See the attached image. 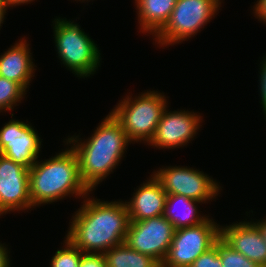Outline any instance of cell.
I'll return each instance as SVG.
<instances>
[{"mask_svg": "<svg viewBox=\"0 0 266 267\" xmlns=\"http://www.w3.org/2000/svg\"><path fill=\"white\" fill-rule=\"evenodd\" d=\"M92 193L72 215L65 237L83 253L104 254L125 242L129 215L122 199L100 200Z\"/></svg>", "mask_w": 266, "mask_h": 267, "instance_id": "obj_1", "label": "cell"}, {"mask_svg": "<svg viewBox=\"0 0 266 267\" xmlns=\"http://www.w3.org/2000/svg\"><path fill=\"white\" fill-rule=\"evenodd\" d=\"M95 128L86 139L76 134L64 139L76 153L81 179L91 192L114 172L131 144L111 111Z\"/></svg>", "mask_w": 266, "mask_h": 267, "instance_id": "obj_2", "label": "cell"}, {"mask_svg": "<svg viewBox=\"0 0 266 267\" xmlns=\"http://www.w3.org/2000/svg\"><path fill=\"white\" fill-rule=\"evenodd\" d=\"M63 142L64 151L44 161L38 159L29 169L30 199L35 209L67 197L84 199L91 193L81 179L76 153Z\"/></svg>", "mask_w": 266, "mask_h": 267, "instance_id": "obj_3", "label": "cell"}, {"mask_svg": "<svg viewBox=\"0 0 266 267\" xmlns=\"http://www.w3.org/2000/svg\"><path fill=\"white\" fill-rule=\"evenodd\" d=\"M56 54L61 65L80 78L93 76L101 66V51L95 41L74 20L57 17L52 21Z\"/></svg>", "mask_w": 266, "mask_h": 267, "instance_id": "obj_4", "label": "cell"}, {"mask_svg": "<svg viewBox=\"0 0 266 267\" xmlns=\"http://www.w3.org/2000/svg\"><path fill=\"white\" fill-rule=\"evenodd\" d=\"M140 93L134 96L130 92L128 95L125 94L126 96L114 105L111 112L121 122L132 144L139 142L148 145L164 109L169 104L167 101L169 97L153 89Z\"/></svg>", "mask_w": 266, "mask_h": 267, "instance_id": "obj_5", "label": "cell"}, {"mask_svg": "<svg viewBox=\"0 0 266 267\" xmlns=\"http://www.w3.org/2000/svg\"><path fill=\"white\" fill-rule=\"evenodd\" d=\"M224 0H177L170 19L153 37L156 46L168 48L188 41L219 13ZM218 12V13H217ZM216 14V15H215Z\"/></svg>", "mask_w": 266, "mask_h": 267, "instance_id": "obj_6", "label": "cell"}, {"mask_svg": "<svg viewBox=\"0 0 266 267\" xmlns=\"http://www.w3.org/2000/svg\"><path fill=\"white\" fill-rule=\"evenodd\" d=\"M152 174L167 195H182L204 204L215 201L223 188L203 170L188 166H162Z\"/></svg>", "mask_w": 266, "mask_h": 267, "instance_id": "obj_7", "label": "cell"}, {"mask_svg": "<svg viewBox=\"0 0 266 267\" xmlns=\"http://www.w3.org/2000/svg\"><path fill=\"white\" fill-rule=\"evenodd\" d=\"M211 218V219H210ZM212 217L204 222L174 231L171 246L161 267H189L220 238V226Z\"/></svg>", "mask_w": 266, "mask_h": 267, "instance_id": "obj_8", "label": "cell"}, {"mask_svg": "<svg viewBox=\"0 0 266 267\" xmlns=\"http://www.w3.org/2000/svg\"><path fill=\"white\" fill-rule=\"evenodd\" d=\"M168 107L167 105L164 109L155 134L148 143V146L156 150H172L187 146L197 136L204 122L203 115L196 111L185 109L172 111Z\"/></svg>", "mask_w": 266, "mask_h": 267, "instance_id": "obj_9", "label": "cell"}, {"mask_svg": "<svg viewBox=\"0 0 266 267\" xmlns=\"http://www.w3.org/2000/svg\"><path fill=\"white\" fill-rule=\"evenodd\" d=\"M34 128L28 120L11 118L0 128V154L30 169L40 158L43 146V139Z\"/></svg>", "mask_w": 266, "mask_h": 267, "instance_id": "obj_10", "label": "cell"}, {"mask_svg": "<svg viewBox=\"0 0 266 267\" xmlns=\"http://www.w3.org/2000/svg\"><path fill=\"white\" fill-rule=\"evenodd\" d=\"M174 231V226L163 215L129 222L125 243L161 264L171 246Z\"/></svg>", "mask_w": 266, "mask_h": 267, "instance_id": "obj_11", "label": "cell"}, {"mask_svg": "<svg viewBox=\"0 0 266 267\" xmlns=\"http://www.w3.org/2000/svg\"><path fill=\"white\" fill-rule=\"evenodd\" d=\"M30 209L29 169L0 154V216Z\"/></svg>", "mask_w": 266, "mask_h": 267, "instance_id": "obj_12", "label": "cell"}, {"mask_svg": "<svg viewBox=\"0 0 266 267\" xmlns=\"http://www.w3.org/2000/svg\"><path fill=\"white\" fill-rule=\"evenodd\" d=\"M220 238L233 250L266 267V241L258 225L251 221L233 222L220 226Z\"/></svg>", "mask_w": 266, "mask_h": 267, "instance_id": "obj_13", "label": "cell"}, {"mask_svg": "<svg viewBox=\"0 0 266 267\" xmlns=\"http://www.w3.org/2000/svg\"><path fill=\"white\" fill-rule=\"evenodd\" d=\"M145 181L137 186L138 188L134 189L133 194H131L133 196L125 201L130 222L164 214L166 192L153 174Z\"/></svg>", "mask_w": 266, "mask_h": 267, "instance_id": "obj_14", "label": "cell"}, {"mask_svg": "<svg viewBox=\"0 0 266 267\" xmlns=\"http://www.w3.org/2000/svg\"><path fill=\"white\" fill-rule=\"evenodd\" d=\"M26 39L28 38L21 36L7 51L1 53L0 76L19 83L28 91L30 83L35 77L37 70L35 67L37 66L33 62L31 44Z\"/></svg>", "mask_w": 266, "mask_h": 267, "instance_id": "obj_15", "label": "cell"}, {"mask_svg": "<svg viewBox=\"0 0 266 267\" xmlns=\"http://www.w3.org/2000/svg\"><path fill=\"white\" fill-rule=\"evenodd\" d=\"M139 31L152 38L170 19L177 0H134ZM149 34V35H148Z\"/></svg>", "mask_w": 266, "mask_h": 267, "instance_id": "obj_16", "label": "cell"}, {"mask_svg": "<svg viewBox=\"0 0 266 267\" xmlns=\"http://www.w3.org/2000/svg\"><path fill=\"white\" fill-rule=\"evenodd\" d=\"M198 204L204 203L182 195H167L163 216L175 230L198 225L209 217V214L199 212Z\"/></svg>", "mask_w": 266, "mask_h": 267, "instance_id": "obj_17", "label": "cell"}, {"mask_svg": "<svg viewBox=\"0 0 266 267\" xmlns=\"http://www.w3.org/2000/svg\"><path fill=\"white\" fill-rule=\"evenodd\" d=\"M103 255L107 267H161L156 259L131 249L125 242L112 247Z\"/></svg>", "mask_w": 266, "mask_h": 267, "instance_id": "obj_18", "label": "cell"}, {"mask_svg": "<svg viewBox=\"0 0 266 267\" xmlns=\"http://www.w3.org/2000/svg\"><path fill=\"white\" fill-rule=\"evenodd\" d=\"M26 94L27 91L19 83L0 76V113L14 111Z\"/></svg>", "mask_w": 266, "mask_h": 267, "instance_id": "obj_19", "label": "cell"}, {"mask_svg": "<svg viewBox=\"0 0 266 267\" xmlns=\"http://www.w3.org/2000/svg\"><path fill=\"white\" fill-rule=\"evenodd\" d=\"M62 242L63 246L57 249L54 256L50 259V267H79L83 252L75 247L66 237H64Z\"/></svg>", "mask_w": 266, "mask_h": 267, "instance_id": "obj_20", "label": "cell"}, {"mask_svg": "<svg viewBox=\"0 0 266 267\" xmlns=\"http://www.w3.org/2000/svg\"><path fill=\"white\" fill-rule=\"evenodd\" d=\"M219 257L222 267H261L243 254L233 250L221 238H219Z\"/></svg>", "mask_w": 266, "mask_h": 267, "instance_id": "obj_21", "label": "cell"}, {"mask_svg": "<svg viewBox=\"0 0 266 267\" xmlns=\"http://www.w3.org/2000/svg\"><path fill=\"white\" fill-rule=\"evenodd\" d=\"M189 267H222L219 257V239L212 248L202 253Z\"/></svg>", "mask_w": 266, "mask_h": 267, "instance_id": "obj_22", "label": "cell"}, {"mask_svg": "<svg viewBox=\"0 0 266 267\" xmlns=\"http://www.w3.org/2000/svg\"><path fill=\"white\" fill-rule=\"evenodd\" d=\"M262 61L260 62V71L259 72V96H260V100H261V103L260 105L261 108H263V114L265 115L264 119H266V54L262 57Z\"/></svg>", "mask_w": 266, "mask_h": 267, "instance_id": "obj_23", "label": "cell"}, {"mask_svg": "<svg viewBox=\"0 0 266 267\" xmlns=\"http://www.w3.org/2000/svg\"><path fill=\"white\" fill-rule=\"evenodd\" d=\"M79 267H107L103 254L83 253Z\"/></svg>", "mask_w": 266, "mask_h": 267, "instance_id": "obj_24", "label": "cell"}, {"mask_svg": "<svg viewBox=\"0 0 266 267\" xmlns=\"http://www.w3.org/2000/svg\"><path fill=\"white\" fill-rule=\"evenodd\" d=\"M252 7L253 12L251 13L260 23L263 22L266 26V0H257Z\"/></svg>", "mask_w": 266, "mask_h": 267, "instance_id": "obj_25", "label": "cell"}, {"mask_svg": "<svg viewBox=\"0 0 266 267\" xmlns=\"http://www.w3.org/2000/svg\"><path fill=\"white\" fill-rule=\"evenodd\" d=\"M9 245L0 242V267H11V257Z\"/></svg>", "mask_w": 266, "mask_h": 267, "instance_id": "obj_26", "label": "cell"}, {"mask_svg": "<svg viewBox=\"0 0 266 267\" xmlns=\"http://www.w3.org/2000/svg\"><path fill=\"white\" fill-rule=\"evenodd\" d=\"M35 0H4V3L5 5L8 7V8H13L16 6H21V5H26V4H31L32 2H34Z\"/></svg>", "mask_w": 266, "mask_h": 267, "instance_id": "obj_27", "label": "cell"}, {"mask_svg": "<svg viewBox=\"0 0 266 267\" xmlns=\"http://www.w3.org/2000/svg\"><path fill=\"white\" fill-rule=\"evenodd\" d=\"M257 225L258 227L260 228V230L262 231V234L264 236V239L266 241V216H265V219H256V221L254 219H252Z\"/></svg>", "mask_w": 266, "mask_h": 267, "instance_id": "obj_28", "label": "cell"}, {"mask_svg": "<svg viewBox=\"0 0 266 267\" xmlns=\"http://www.w3.org/2000/svg\"><path fill=\"white\" fill-rule=\"evenodd\" d=\"M6 11H8V9H0V29L2 27L4 20L6 19L5 18V15L7 13Z\"/></svg>", "mask_w": 266, "mask_h": 267, "instance_id": "obj_29", "label": "cell"}, {"mask_svg": "<svg viewBox=\"0 0 266 267\" xmlns=\"http://www.w3.org/2000/svg\"><path fill=\"white\" fill-rule=\"evenodd\" d=\"M0 9H9L5 3H4V0H0Z\"/></svg>", "mask_w": 266, "mask_h": 267, "instance_id": "obj_30", "label": "cell"}, {"mask_svg": "<svg viewBox=\"0 0 266 267\" xmlns=\"http://www.w3.org/2000/svg\"><path fill=\"white\" fill-rule=\"evenodd\" d=\"M74 1V0H73ZM76 1V0H75ZM78 1H80V3H89V1H91V0H77V3H78ZM86 1V2H85ZM93 1V0H92Z\"/></svg>", "mask_w": 266, "mask_h": 267, "instance_id": "obj_31", "label": "cell"}]
</instances>
